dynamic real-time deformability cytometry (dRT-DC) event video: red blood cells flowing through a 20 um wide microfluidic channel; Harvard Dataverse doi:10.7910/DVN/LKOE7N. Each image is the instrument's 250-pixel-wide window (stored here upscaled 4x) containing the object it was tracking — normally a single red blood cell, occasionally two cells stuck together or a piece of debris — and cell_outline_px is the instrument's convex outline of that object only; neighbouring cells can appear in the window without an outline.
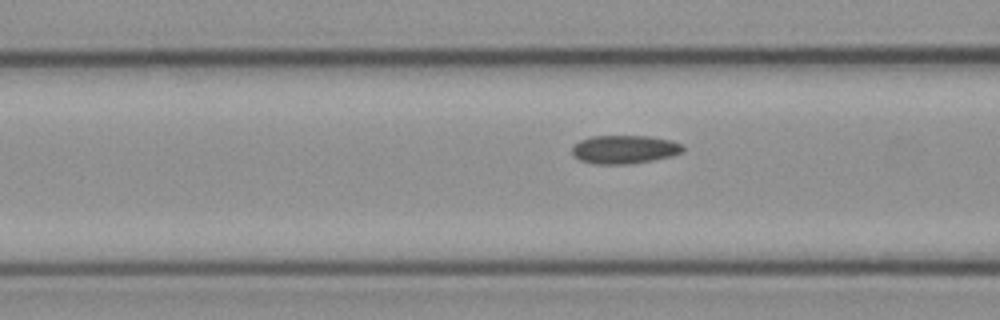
{"species": "common noctule bat (a hibernating species)", "species_latin": "Nyctalus noctula", "temperature_condition": "cold", "stored_images_in_passage": 16, "camera_frame_rate_fps": 3000, "um_per_image_px": 0.085, "animal": {"sex": "female", "body_mass_g": 21.9}, "frame": {"image": 1, "passage_image": 14, "time_ms": 4.333, "image_size_px": [1000, 320], "cell_outline_px": [[684, 152], [672, 156], [652, 160], [628, 164], [596, 164], [580, 160], [572, 156], [572, 144], [580, 140], [592, 136], [648, 136], [672, 140], [680, 144], [684, 148]], "centroid_in_image_um": [53.05, 12.7], "position_along_channel_um": 113.5, "area_um2": 18.5}}